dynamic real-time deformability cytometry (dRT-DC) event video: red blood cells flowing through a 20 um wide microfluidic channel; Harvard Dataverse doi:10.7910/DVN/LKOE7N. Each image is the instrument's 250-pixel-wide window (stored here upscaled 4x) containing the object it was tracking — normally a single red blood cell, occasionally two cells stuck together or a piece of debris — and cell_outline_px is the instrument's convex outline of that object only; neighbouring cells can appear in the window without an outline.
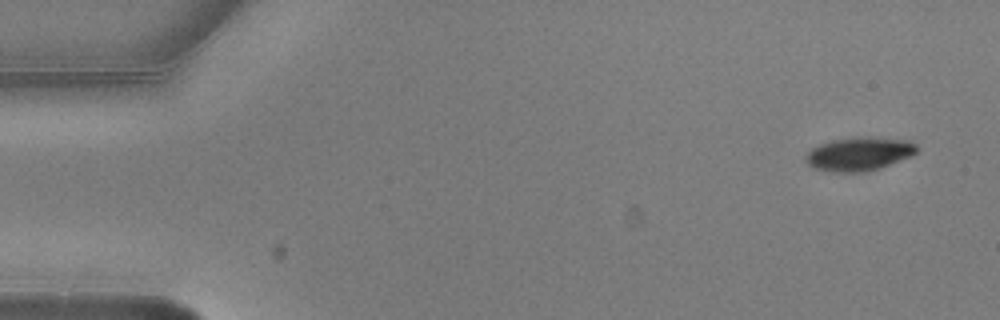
{"species": "common noctule bat (a hibernating species)", "species_latin": "Nyctalus noctula", "temperature_condition": "warm", "stored_images_in_passage": 7, "camera_frame_rate_fps": 3000, "um_per_image_px": 0.085, "animal": {"sex": "male", "body_mass_g": 20.5, "forearm_length_mm": 52.5}, "frame": {"image": 1, "passage_image": 1, "time_ms": 0.0, "image_size_px": [1000, 320], "cell_outline_px": [[916, 152], [912, 156], [880, 168], [864, 172], [832, 172], [816, 168], [808, 164], [808, 152], [812, 148], [820, 144], [832, 140], [912, 140], [916, 144]], "centroid_in_image_um": [73.04, 13.14], "position_along_channel_um": 12.0, "area_um2": 20.46}}
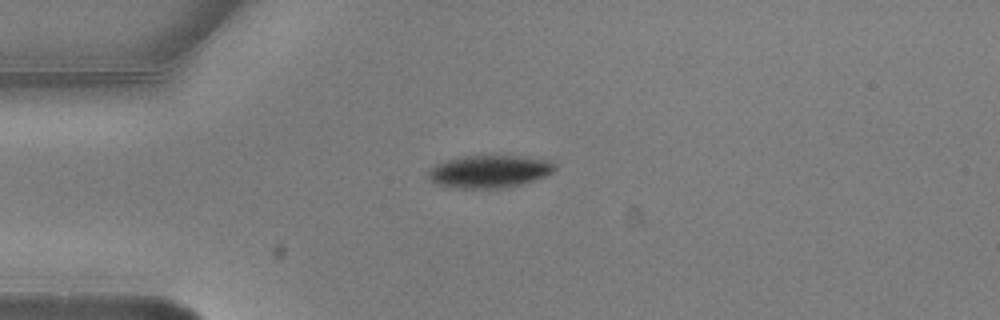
{"frame": {"image": 2, "passage_image": 4, "time_ms": 1.0, "image_size_px": [1000, 320], "cell_outline_px": [[556, 172], [536, 180], [504, 188], [456, 188], [436, 184], [428, 176], [428, 172], [436, 164], [448, 160], [468, 156], [524, 156], [548, 160], [556, 164]], "centroid_in_image_um": [41.67, 14.58], "position_along_channel_um": 43.3, "area_um2": 23.99}}
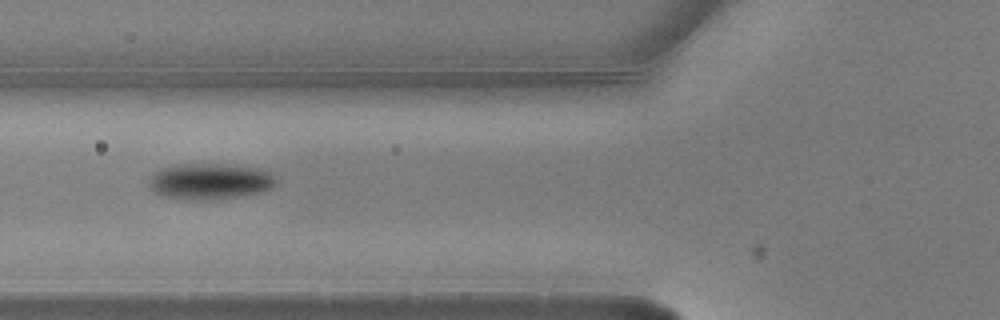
{"frame": {"image": 3, "passage_image": 6, "time_ms": 1.667, "image_size_px": [1000, 320], "cell_outline_px": [[276, 184], [272, 188], [260, 192], [240, 196], [212, 200], [204, 200], [164, 196], [156, 192], [152, 188], [152, 176], [156, 172], [164, 168], [184, 164], [228, 164], [260, 168], [268, 172], [276, 180]], "centroid_in_image_um": [17.94, 15.41], "position_along_channel_um": 107.9, "area_um2": 26.07}}